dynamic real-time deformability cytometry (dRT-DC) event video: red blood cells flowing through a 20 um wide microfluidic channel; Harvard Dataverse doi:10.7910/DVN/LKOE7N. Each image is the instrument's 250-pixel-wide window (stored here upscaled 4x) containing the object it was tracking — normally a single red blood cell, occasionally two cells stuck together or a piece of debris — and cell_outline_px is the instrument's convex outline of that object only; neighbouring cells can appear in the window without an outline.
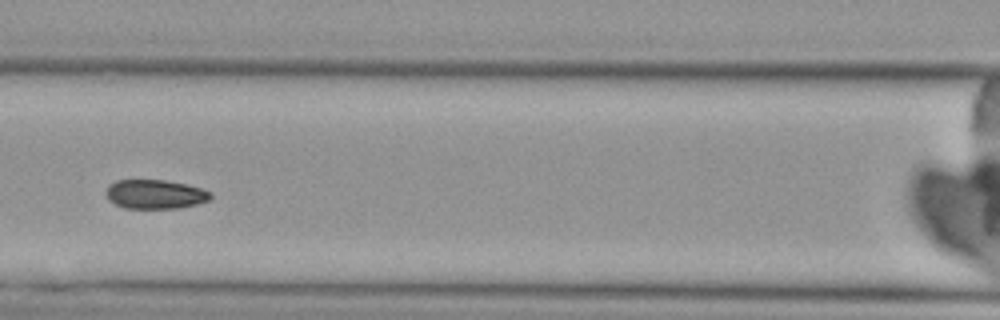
{"species": "Egyptian fruit bat (a non-hibernating species)", "species_latin": "Rousettus aegyptiacus", "temperature_condition": "cold", "stored_images_in_passage": 4, "camera_frame_rate_fps": 3000, "um_per_image_px": 0.085, "animal": {"sex": "female"}, "frame": {"image": 1, "passage_image": 4, "time_ms": 3.667, "image_size_px": [1000, 320], "cell_outline_px": [[212, 196], [208, 200], [196, 204], [180, 208], [124, 208], [108, 200], [104, 192], [108, 184], [116, 180], [164, 180], [184, 184], [200, 188], [212, 192]], "centroid_in_image_um": [13.14, 16.51], "position_along_channel_um": 153.5, "area_um2": 17.8}}